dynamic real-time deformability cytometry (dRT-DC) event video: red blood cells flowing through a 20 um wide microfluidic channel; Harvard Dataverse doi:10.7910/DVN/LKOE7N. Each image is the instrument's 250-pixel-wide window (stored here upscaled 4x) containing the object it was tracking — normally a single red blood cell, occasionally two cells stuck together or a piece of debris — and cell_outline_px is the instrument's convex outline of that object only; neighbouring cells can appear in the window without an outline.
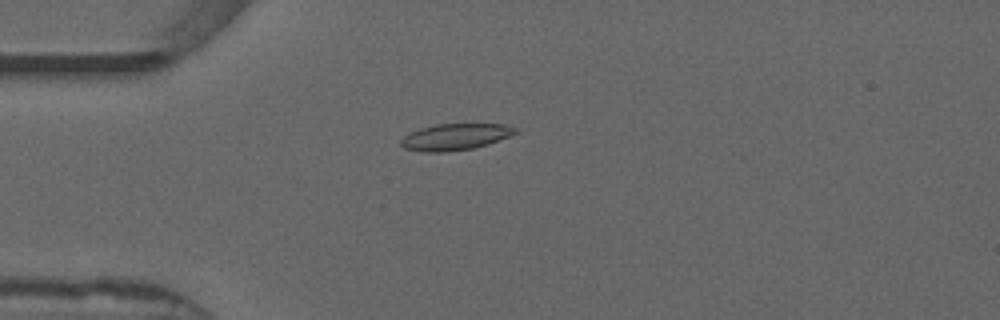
{"species": "common noctule bat (a hibernating species)", "species_latin": "Nyctalus noctula", "temperature_condition": "warm", "stored_images_in_passage": 36, "camera_frame_rate_fps": 3000, "um_per_image_px": 0.085, "animal": {"sex": "male", "forearm_length_mm": 52.5}, "frame": {"image": 1, "passage_image": 5, "time_ms": 1.333, "image_size_px": [1000, 320], "cell_outline_px": [[520, 132], [488, 144], [472, 148], [444, 152], [424, 152], [404, 148], [400, 144], [400, 140], [404, 136], [420, 128], [436, 124], [504, 124], [516, 128]], "centroid_in_image_um": [38.7, 11.63], "position_along_channel_um": 46.3, "area_um2": 17.57}}
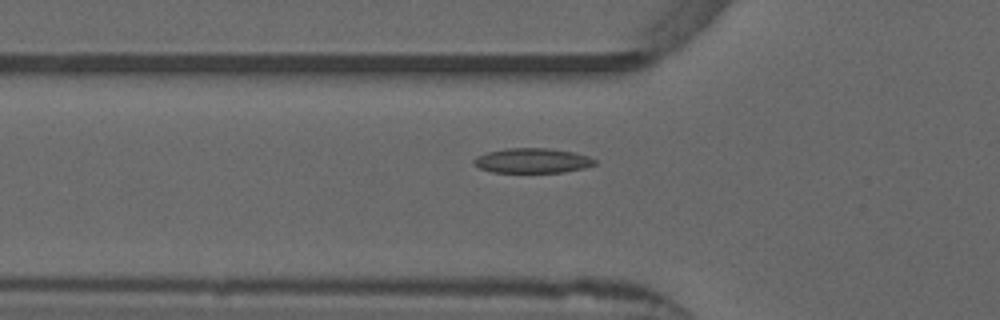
{"frame": {"image": 2, "passage_image": 9, "time_ms": 2.667, "image_size_px": [1000, 320], "cell_outline_px": [[596, 164], [584, 168], [564, 172], [492, 172], [480, 168], [472, 164], [472, 160], [476, 156], [488, 152], [504, 148], [548, 148], [572, 152], [588, 156], [596, 160]], "centroid_in_image_um": [45.22, 13.65], "position_along_channel_um": 80.6, "area_um2": 17.51}}
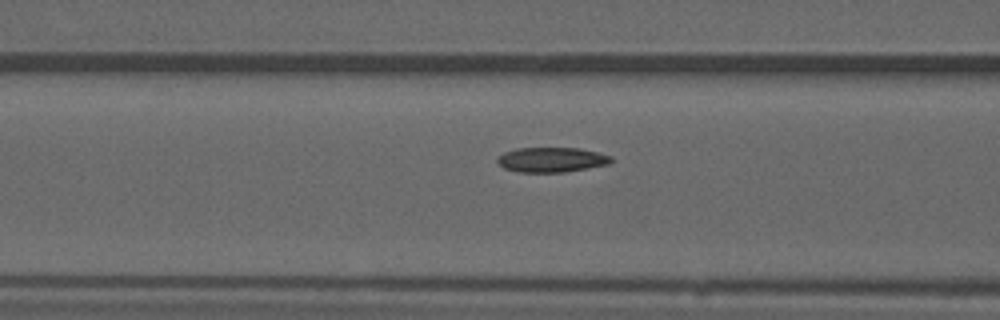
{"frame": {"image": 3, "passage_image": 12, "time_ms": 3.667, "image_size_px": [1000, 320], "cell_outline_px": [[612, 160], [608, 164], [588, 168], [564, 172], [516, 172], [504, 168], [496, 160], [496, 156], [504, 152], [516, 148], [580, 148], [612, 156]], "centroid_in_image_um": [46.84, 13.57], "position_along_channel_um": 119.8, "area_um2": 16.53}, "authors_computed_cell_mechanics": {"area_um2": 16.7042, "velocity_mm_per_s": 3.8686, "shape_relaxation_time_tau1_ms": null, "shape_relaxation_time_tau2_ms": 3.4378, "deformation_change_tau1": null, "deformation_change_tau2": 0.0569}}